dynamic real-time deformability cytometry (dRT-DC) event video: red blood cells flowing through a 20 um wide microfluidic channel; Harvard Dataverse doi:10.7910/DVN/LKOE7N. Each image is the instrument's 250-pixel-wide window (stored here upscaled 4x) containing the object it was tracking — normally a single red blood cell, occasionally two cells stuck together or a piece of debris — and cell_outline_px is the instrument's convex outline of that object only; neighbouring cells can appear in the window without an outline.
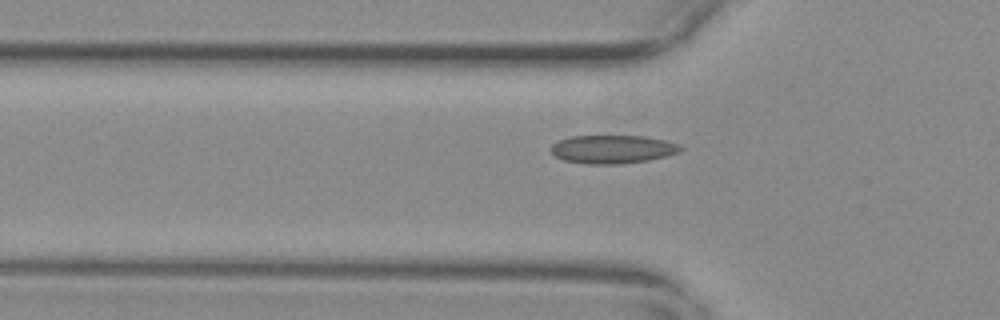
{"species": "common noctule bat (a hibernating species)", "species_latin": "Nyctalus noctula", "temperature_condition": "warm", "stored_images_in_passage": 40, "camera_frame_rate_fps": 3000, "um_per_image_px": 0.085, "animal": {"sex": "female", "body_mass_g": 29.2, "forearm_length_mm": 56.3}, "frame": {"image": 1, "passage_image": 2, "time_ms": 0.333, "image_size_px": [1000, 320], "cell_outline_px": [[684, 148], [680, 152], [648, 160], [620, 164], [588, 164], [564, 160], [556, 156], [548, 148], [552, 144], [560, 140], [572, 136], [644, 136], [664, 140], [680, 144]], "centroid_in_image_um": [52.08, 12.68], "position_along_channel_um": 73.7, "area_um2": 21.39}}
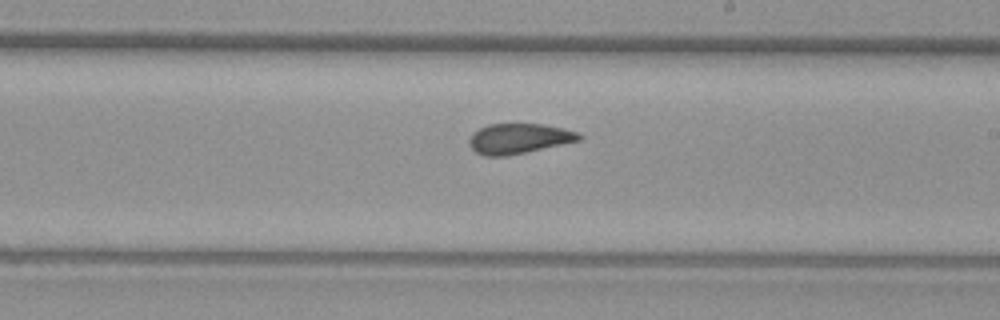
{"frame": {"image": 2, "passage_image": 16, "time_ms": 5.0, "image_size_px": [1000, 320], "cell_outline_px": [[584, 136], [580, 140], [508, 156], [484, 156], [476, 152], [468, 144], [468, 140], [472, 132], [488, 124], [544, 124], [564, 128], [576, 132]], "centroid_in_image_um": [44.07, 11.78], "position_along_channel_um": 244.9, "area_um2": 19.36}}
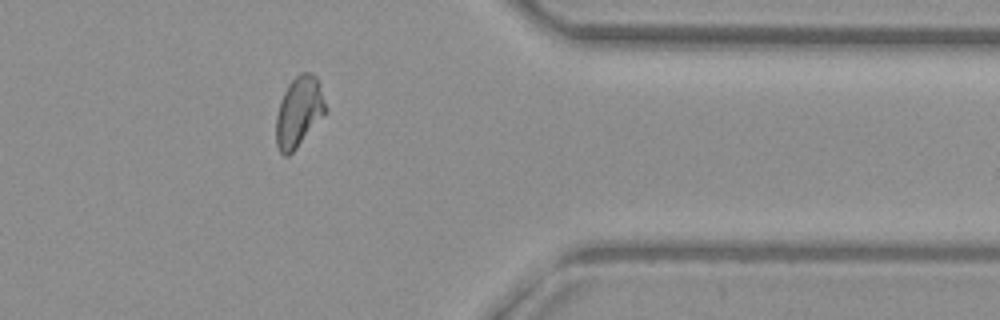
{"frame": {"image": 3, "passage_image": 29, "time_ms": 9.333, "image_size_px": [1000, 320], "cell_outline_px": [[324, 112], [296, 148], [288, 156], [284, 156], [280, 152], [276, 144], [276, 116], [280, 100], [288, 84], [300, 72], [312, 72], [316, 76], [320, 84], [324, 104]], "centroid_in_image_um": [25.35, 9.47], "position_along_channel_um": 386.0, "area_um2": 19.71}, "authors_computed_cell_mechanics": {"area_um2": 19.9121, "velocity_mm_per_s": 3.6562, "shape_relaxation_time_tau1_ms": null, "shape_relaxation_time_tau2_ms": 1.5306, "deformation_change_tau1": null, "deformation_change_tau2": 0.0621}}